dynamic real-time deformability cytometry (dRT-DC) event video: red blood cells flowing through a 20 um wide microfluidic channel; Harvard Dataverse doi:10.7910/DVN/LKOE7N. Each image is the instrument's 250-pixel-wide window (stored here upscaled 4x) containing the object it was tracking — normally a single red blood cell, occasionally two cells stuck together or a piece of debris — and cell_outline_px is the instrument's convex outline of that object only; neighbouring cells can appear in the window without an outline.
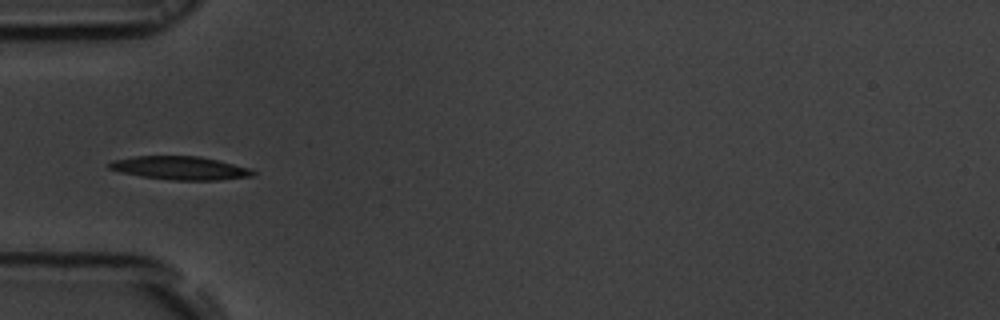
{"species": "common noctule bat (a hibernating species)", "species_latin": "Nyctalus noctula", "temperature_condition": "room temperature", "stored_images_in_passage": 37, "camera_frame_rate_fps": 3000, "um_per_image_px": 0.085, "animal": {"sex": "male", "body_mass_g": 19.5, "forearm_length_mm": 54.6}, "frame": {"image": 1, "passage_image": 1, "time_ms": 0.0, "image_size_px": [1000, 320], "cell_outline_px": [[256, 172], [252, 176], [220, 180], [172, 180], [140, 176], [120, 172], [108, 168], [108, 164], [112, 160], [132, 156], [200, 156], [252, 168]], "centroid_in_image_um": [15.31, 14.28], "position_along_channel_um": 69.7, "area_um2": 19.71}}
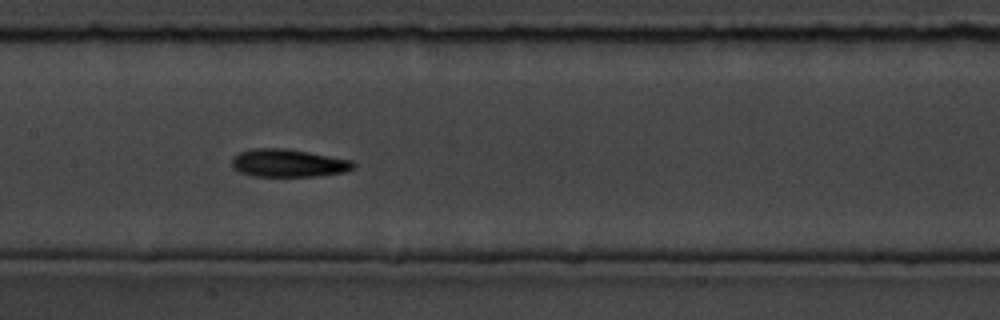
{"frame": {"image": 2, "passage_image": 10, "time_ms": 3.0, "image_size_px": [1000, 320], "cell_outline_px": [[356, 168], [344, 172], [316, 176], [252, 176], [240, 172], [232, 168], [232, 156], [240, 152], [252, 148], [284, 148], [308, 152], [352, 160], [356, 164]], "centroid_in_image_um": [24.5, 13.86], "position_along_channel_um": 182.9, "area_um2": 19.83}}
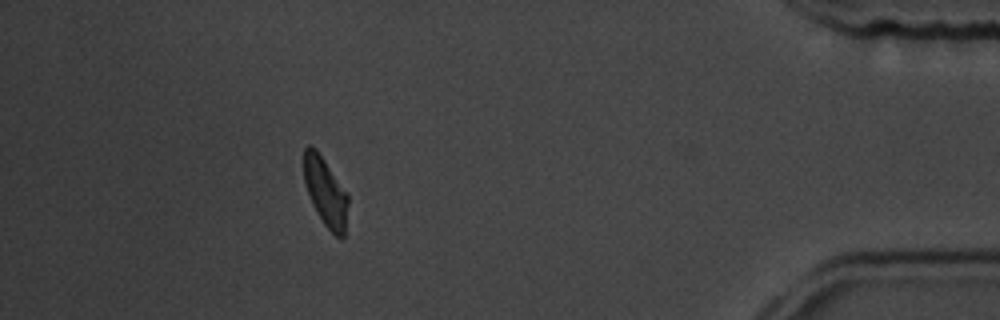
{"frame": {"image": 3, "passage_image": 32, "time_ms": 10.333, "image_size_px": [1000, 320], "cell_outline_px": [[348, 204], [344, 236], [340, 240], [324, 224], [316, 212], [312, 204], [304, 180], [304, 148], [308, 144], [316, 148], [348, 196]], "centroid_in_image_um": [27.65, 16.33], "position_along_channel_um": 407.5, "area_um2": 17.34}, "authors_computed_cell_mechanics": {"area_um2": 18.785, "velocity_mm_per_s": 3.7814, "shape_relaxation_time_tau1_ms": 3.3712, "shape_relaxation_time_tau2_ms": 1.6649, "deformation_change_tau1": 0.1266, "deformation_change_tau2": 0.0753}}